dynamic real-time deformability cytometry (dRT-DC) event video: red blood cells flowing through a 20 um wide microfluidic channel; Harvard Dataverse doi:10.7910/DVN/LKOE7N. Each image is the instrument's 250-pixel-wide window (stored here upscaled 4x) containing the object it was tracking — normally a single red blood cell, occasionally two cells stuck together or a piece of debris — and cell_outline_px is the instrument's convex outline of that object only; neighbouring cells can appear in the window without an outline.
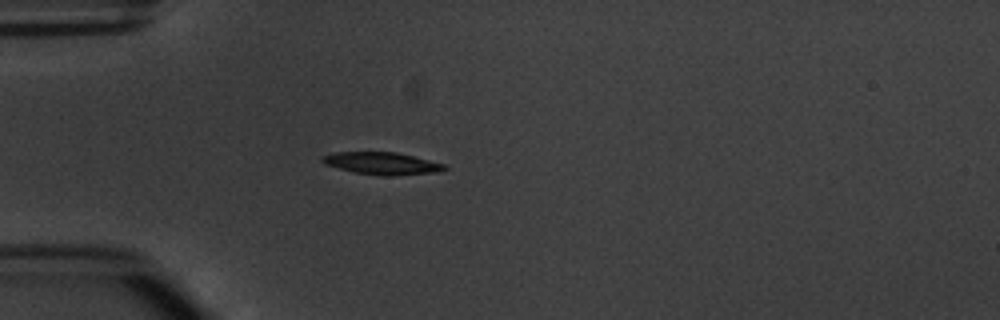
{"species": "common noctule bat (a hibernating species)", "species_latin": "Nyctalus noctula", "temperature_condition": "warm", "stored_images_in_passage": 5, "camera_frame_rate_fps": 3000, "um_per_image_px": 0.085, "animal": {"sex": "male", "body_mass_g": 20.1, "forearm_length_mm": 53.5}, "frame": {"image": 1, "passage_image": 5, "time_ms": 5.0, "image_size_px": [1000, 320], "cell_outline_px": [[448, 168], [436, 172], [392, 176], [384, 176], [356, 172], [324, 164], [320, 160], [320, 156], [332, 152], [396, 152], [444, 164]], "centroid_in_image_um": [32.42, 13.88], "position_along_channel_um": 52.6, "area_um2": 15.72}}